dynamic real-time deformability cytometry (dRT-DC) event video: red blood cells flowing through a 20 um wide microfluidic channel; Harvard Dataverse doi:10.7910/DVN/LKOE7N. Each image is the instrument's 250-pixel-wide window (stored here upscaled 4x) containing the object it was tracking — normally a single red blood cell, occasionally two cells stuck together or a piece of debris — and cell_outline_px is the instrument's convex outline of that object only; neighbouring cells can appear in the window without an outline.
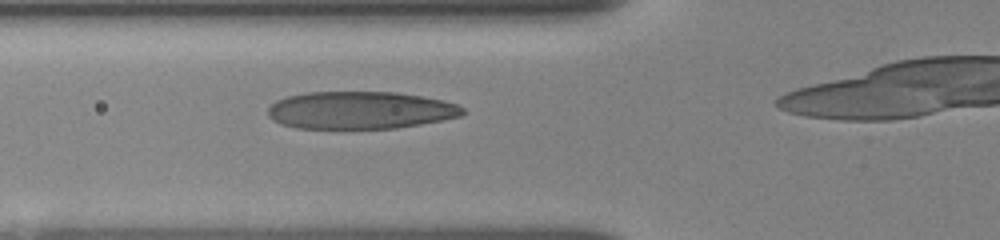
{"species": "human", "species_latin": "Homo sapiens", "temperature_condition": "room temperature", "stored_images_in_passage": 45, "camera_frame_rate_fps": 3000, "um_per_image_px": 0.085, "donor": {"sex": "female"}, "frame": {"image": 1, "passage_image": 20, "time_ms": 3.333, "image_size_px": [1000, 240], "cell_outline_px": [[464, 112], [460, 116], [420, 124], [396, 128], [296, 128], [280, 124], [272, 120], [268, 116], [268, 108], [276, 100], [288, 96], [308, 92], [396, 92], [444, 100], [456, 104], [464, 108]], "centroid_in_image_um": [30.59, 9.37], "position_along_channel_um": 95.2, "area_um2": 42.48}}
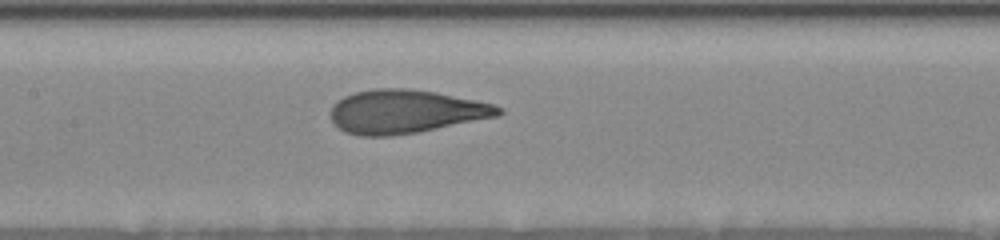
{"frame": {"image": 2, "passage_image": 26, "time_ms": 5.333, "image_size_px": [1000, 240], "cell_outline_px": [[504, 112], [500, 116], [416, 132], [388, 136], [360, 136], [344, 132], [332, 124], [332, 104], [344, 96], [352, 92], [376, 88], [408, 88], [436, 92], [492, 104], [504, 108]], "centroid_in_image_um": [34.44, 9.48], "position_along_channel_um": 173.0, "area_um2": 42.66}}
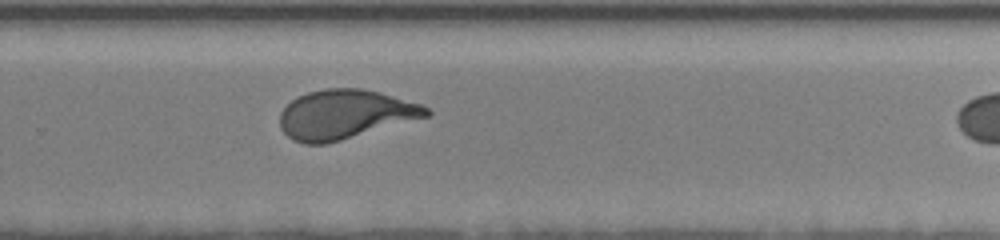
{"frame": {"image": 3, "passage_image": 43, "time_ms": 8.667, "image_size_px": [1000, 240], "cell_outline_px": [[432, 112], [428, 116], [340, 140], [324, 144], [304, 144], [292, 140], [280, 128], [280, 112], [292, 100], [308, 92], [324, 88], [360, 88], [380, 92], [420, 104], [428, 108]], "centroid_in_image_um": [29.3, 9.72], "position_along_channel_um": 300.5, "area_um2": 41.62}}